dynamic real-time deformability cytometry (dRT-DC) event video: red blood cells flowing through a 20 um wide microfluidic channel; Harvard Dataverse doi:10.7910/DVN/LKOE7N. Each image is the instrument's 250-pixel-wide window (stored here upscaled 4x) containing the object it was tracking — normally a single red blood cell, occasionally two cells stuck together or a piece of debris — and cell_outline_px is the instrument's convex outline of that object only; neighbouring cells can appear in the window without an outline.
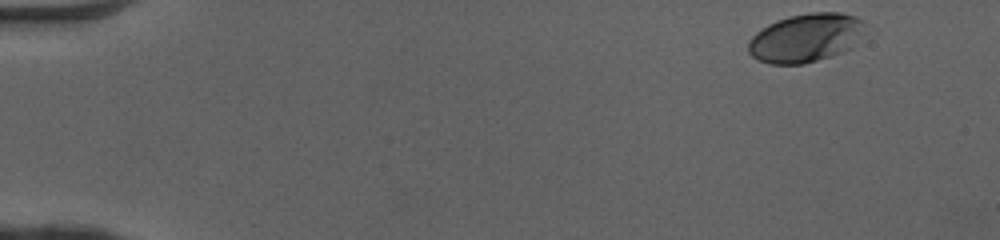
{"species": "human", "species_latin": "Homo sapiens", "temperature_condition": "cold", "stored_images_in_passage": 47, "camera_frame_rate_fps": 3000, "um_per_image_px": 0.085, "donor": {"sex": "female"}, "frame": {"image": 1, "passage_image": 1, "time_ms": 0.0, "image_size_px": [1000, 240], "cell_outline_px": [[864, 20], [852, 48], [844, 52], [832, 56], [804, 64], [768, 64], [752, 56], [748, 52], [748, 40], [756, 32], [768, 24], [776, 20], [788, 16], [812, 12], [840, 12], [856, 16]], "centroid_in_image_um": [68.43, 3.22], "position_along_channel_um": 16.6, "area_um2": 32.95}}
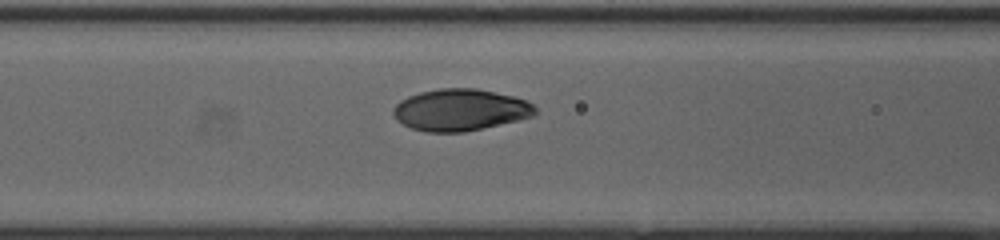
{"frame": {"image": 2, "passage_image": 19, "time_ms": 6.0, "image_size_px": [1000, 240], "cell_outline_px": [[540, 112], [536, 116], [464, 132], [424, 132], [412, 128], [396, 120], [392, 112], [392, 108], [400, 100], [408, 96], [420, 92], [440, 88], [476, 88], [512, 96], [528, 100]], "centroid_in_image_um": [39.14, 9.34], "position_along_channel_um": 127.5, "area_um2": 34.74}}
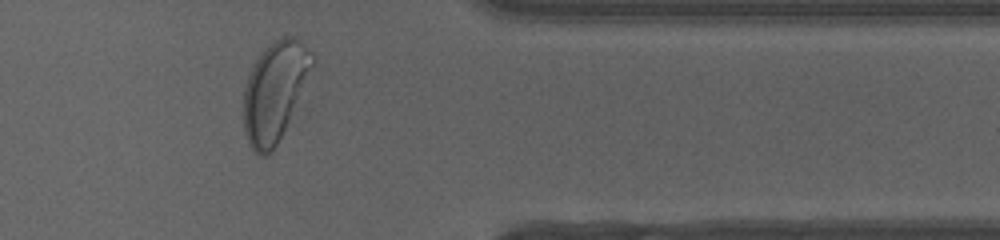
{"frame": {"image": 3, "passage_image": 39, "time_ms": 12.667, "image_size_px": [1000, 240], "cell_outline_px": [[316, 60], [284, 128], [272, 152], [268, 156], [260, 156], [248, 144], [244, 132], [244, 88], [248, 76], [256, 60], [264, 48], [268, 44], [284, 36], [292, 36], [312, 52], [316, 56]], "centroid_in_image_um": [23.33, 7.76], "position_along_channel_um": 388.1, "area_um2": 38.96}, "authors_computed_cell_mechanics": {"area_um2": 34.6222, "velocity_mm_per_s": 4.0606, "shape_relaxation_time_tau1_ms": 2.3363, "shape_relaxation_time_tau2_ms": null, "deformation_change_tau1": 0.1571, "deformation_change_tau2": null}}